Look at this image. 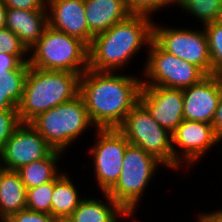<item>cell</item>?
<instances>
[{
    "label": "cell",
    "mask_w": 222,
    "mask_h": 222,
    "mask_svg": "<svg viewBox=\"0 0 222 222\" xmlns=\"http://www.w3.org/2000/svg\"><path fill=\"white\" fill-rule=\"evenodd\" d=\"M141 87V78L88 68L80 76L79 95L97 129L118 128L139 102Z\"/></svg>",
    "instance_id": "obj_1"
},
{
    "label": "cell",
    "mask_w": 222,
    "mask_h": 222,
    "mask_svg": "<svg viewBox=\"0 0 222 222\" xmlns=\"http://www.w3.org/2000/svg\"><path fill=\"white\" fill-rule=\"evenodd\" d=\"M150 17L131 14L108 30L94 35L88 47L89 69L114 72L126 66L142 45L148 46L153 39L154 22Z\"/></svg>",
    "instance_id": "obj_2"
},
{
    "label": "cell",
    "mask_w": 222,
    "mask_h": 222,
    "mask_svg": "<svg viewBox=\"0 0 222 222\" xmlns=\"http://www.w3.org/2000/svg\"><path fill=\"white\" fill-rule=\"evenodd\" d=\"M80 76L74 72L29 66L23 97L17 108L20 122L30 123L39 114L78 96Z\"/></svg>",
    "instance_id": "obj_3"
},
{
    "label": "cell",
    "mask_w": 222,
    "mask_h": 222,
    "mask_svg": "<svg viewBox=\"0 0 222 222\" xmlns=\"http://www.w3.org/2000/svg\"><path fill=\"white\" fill-rule=\"evenodd\" d=\"M30 50L34 52L28 58V64L37 69L82 75L89 68L88 46L80 39L49 25Z\"/></svg>",
    "instance_id": "obj_4"
},
{
    "label": "cell",
    "mask_w": 222,
    "mask_h": 222,
    "mask_svg": "<svg viewBox=\"0 0 222 222\" xmlns=\"http://www.w3.org/2000/svg\"><path fill=\"white\" fill-rule=\"evenodd\" d=\"M30 124L54 150L60 152L93 125L80 95L39 114Z\"/></svg>",
    "instance_id": "obj_5"
},
{
    "label": "cell",
    "mask_w": 222,
    "mask_h": 222,
    "mask_svg": "<svg viewBox=\"0 0 222 222\" xmlns=\"http://www.w3.org/2000/svg\"><path fill=\"white\" fill-rule=\"evenodd\" d=\"M164 165L139 146L129 144L119 180L107 192L127 213H133L157 166Z\"/></svg>",
    "instance_id": "obj_6"
},
{
    "label": "cell",
    "mask_w": 222,
    "mask_h": 222,
    "mask_svg": "<svg viewBox=\"0 0 222 222\" xmlns=\"http://www.w3.org/2000/svg\"><path fill=\"white\" fill-rule=\"evenodd\" d=\"M135 146L156 157L164 166L173 169L172 137L138 102L117 128Z\"/></svg>",
    "instance_id": "obj_7"
},
{
    "label": "cell",
    "mask_w": 222,
    "mask_h": 222,
    "mask_svg": "<svg viewBox=\"0 0 222 222\" xmlns=\"http://www.w3.org/2000/svg\"><path fill=\"white\" fill-rule=\"evenodd\" d=\"M149 46V58L144 69L148 80L142 79V85L184 89L207 76L196 65L163 50L153 39Z\"/></svg>",
    "instance_id": "obj_8"
},
{
    "label": "cell",
    "mask_w": 222,
    "mask_h": 222,
    "mask_svg": "<svg viewBox=\"0 0 222 222\" xmlns=\"http://www.w3.org/2000/svg\"><path fill=\"white\" fill-rule=\"evenodd\" d=\"M153 40L165 51L212 75L211 58L205 31L162 28L153 23Z\"/></svg>",
    "instance_id": "obj_9"
},
{
    "label": "cell",
    "mask_w": 222,
    "mask_h": 222,
    "mask_svg": "<svg viewBox=\"0 0 222 222\" xmlns=\"http://www.w3.org/2000/svg\"><path fill=\"white\" fill-rule=\"evenodd\" d=\"M97 142L90 148L94 171L102 192H108L119 180L124 153L130 144L117 128L97 129Z\"/></svg>",
    "instance_id": "obj_10"
},
{
    "label": "cell",
    "mask_w": 222,
    "mask_h": 222,
    "mask_svg": "<svg viewBox=\"0 0 222 222\" xmlns=\"http://www.w3.org/2000/svg\"><path fill=\"white\" fill-rule=\"evenodd\" d=\"M53 151L30 123H21L0 151V166L16 171L23 165L48 157Z\"/></svg>",
    "instance_id": "obj_11"
},
{
    "label": "cell",
    "mask_w": 222,
    "mask_h": 222,
    "mask_svg": "<svg viewBox=\"0 0 222 222\" xmlns=\"http://www.w3.org/2000/svg\"><path fill=\"white\" fill-rule=\"evenodd\" d=\"M171 137L173 169L179 167L182 159L188 163L187 166L194 164L213 145H217L222 140L216 134L212 124L186 119L178 125ZM174 143L182 149L181 154L177 152Z\"/></svg>",
    "instance_id": "obj_12"
},
{
    "label": "cell",
    "mask_w": 222,
    "mask_h": 222,
    "mask_svg": "<svg viewBox=\"0 0 222 222\" xmlns=\"http://www.w3.org/2000/svg\"><path fill=\"white\" fill-rule=\"evenodd\" d=\"M139 102L171 134L184 120L182 89L142 85Z\"/></svg>",
    "instance_id": "obj_13"
},
{
    "label": "cell",
    "mask_w": 222,
    "mask_h": 222,
    "mask_svg": "<svg viewBox=\"0 0 222 222\" xmlns=\"http://www.w3.org/2000/svg\"><path fill=\"white\" fill-rule=\"evenodd\" d=\"M184 119L212 124L221 94V76L207 75L182 89Z\"/></svg>",
    "instance_id": "obj_14"
},
{
    "label": "cell",
    "mask_w": 222,
    "mask_h": 222,
    "mask_svg": "<svg viewBox=\"0 0 222 222\" xmlns=\"http://www.w3.org/2000/svg\"><path fill=\"white\" fill-rule=\"evenodd\" d=\"M46 5L49 26L90 46L94 34L86 22L84 0H47Z\"/></svg>",
    "instance_id": "obj_15"
},
{
    "label": "cell",
    "mask_w": 222,
    "mask_h": 222,
    "mask_svg": "<svg viewBox=\"0 0 222 222\" xmlns=\"http://www.w3.org/2000/svg\"><path fill=\"white\" fill-rule=\"evenodd\" d=\"M48 10L7 8L6 27L13 31L29 50L48 26Z\"/></svg>",
    "instance_id": "obj_16"
},
{
    "label": "cell",
    "mask_w": 222,
    "mask_h": 222,
    "mask_svg": "<svg viewBox=\"0 0 222 222\" xmlns=\"http://www.w3.org/2000/svg\"><path fill=\"white\" fill-rule=\"evenodd\" d=\"M84 6L87 25L94 35L108 30L131 15L125 0H84Z\"/></svg>",
    "instance_id": "obj_17"
},
{
    "label": "cell",
    "mask_w": 222,
    "mask_h": 222,
    "mask_svg": "<svg viewBox=\"0 0 222 222\" xmlns=\"http://www.w3.org/2000/svg\"><path fill=\"white\" fill-rule=\"evenodd\" d=\"M26 208V187L15 170H0V220Z\"/></svg>",
    "instance_id": "obj_18"
},
{
    "label": "cell",
    "mask_w": 222,
    "mask_h": 222,
    "mask_svg": "<svg viewBox=\"0 0 222 222\" xmlns=\"http://www.w3.org/2000/svg\"><path fill=\"white\" fill-rule=\"evenodd\" d=\"M107 203L98 199H82L69 217L73 222H116L117 217L132 216L127 213L107 192H104Z\"/></svg>",
    "instance_id": "obj_19"
},
{
    "label": "cell",
    "mask_w": 222,
    "mask_h": 222,
    "mask_svg": "<svg viewBox=\"0 0 222 222\" xmlns=\"http://www.w3.org/2000/svg\"><path fill=\"white\" fill-rule=\"evenodd\" d=\"M81 200L71 178L61 172L54 179L51 214L56 218L70 217Z\"/></svg>",
    "instance_id": "obj_20"
},
{
    "label": "cell",
    "mask_w": 222,
    "mask_h": 222,
    "mask_svg": "<svg viewBox=\"0 0 222 222\" xmlns=\"http://www.w3.org/2000/svg\"><path fill=\"white\" fill-rule=\"evenodd\" d=\"M61 153L54 150L48 157L23 165L16 170L25 184L26 190L51 182L59 175L56 163L60 159Z\"/></svg>",
    "instance_id": "obj_21"
},
{
    "label": "cell",
    "mask_w": 222,
    "mask_h": 222,
    "mask_svg": "<svg viewBox=\"0 0 222 222\" xmlns=\"http://www.w3.org/2000/svg\"><path fill=\"white\" fill-rule=\"evenodd\" d=\"M28 62L21 63L15 70L0 71V92L18 108L24 91Z\"/></svg>",
    "instance_id": "obj_22"
},
{
    "label": "cell",
    "mask_w": 222,
    "mask_h": 222,
    "mask_svg": "<svg viewBox=\"0 0 222 222\" xmlns=\"http://www.w3.org/2000/svg\"><path fill=\"white\" fill-rule=\"evenodd\" d=\"M174 3L199 18L204 25L222 19V0H174Z\"/></svg>",
    "instance_id": "obj_23"
},
{
    "label": "cell",
    "mask_w": 222,
    "mask_h": 222,
    "mask_svg": "<svg viewBox=\"0 0 222 222\" xmlns=\"http://www.w3.org/2000/svg\"><path fill=\"white\" fill-rule=\"evenodd\" d=\"M209 54L212 65V75L222 76V19L204 25Z\"/></svg>",
    "instance_id": "obj_24"
},
{
    "label": "cell",
    "mask_w": 222,
    "mask_h": 222,
    "mask_svg": "<svg viewBox=\"0 0 222 222\" xmlns=\"http://www.w3.org/2000/svg\"><path fill=\"white\" fill-rule=\"evenodd\" d=\"M54 180L26 190V208L51 214Z\"/></svg>",
    "instance_id": "obj_25"
},
{
    "label": "cell",
    "mask_w": 222,
    "mask_h": 222,
    "mask_svg": "<svg viewBox=\"0 0 222 222\" xmlns=\"http://www.w3.org/2000/svg\"><path fill=\"white\" fill-rule=\"evenodd\" d=\"M30 52L31 51L25 47L20 41V38L13 31L7 27L0 29V53L15 55L22 63H24L28 62L25 55Z\"/></svg>",
    "instance_id": "obj_26"
},
{
    "label": "cell",
    "mask_w": 222,
    "mask_h": 222,
    "mask_svg": "<svg viewBox=\"0 0 222 222\" xmlns=\"http://www.w3.org/2000/svg\"><path fill=\"white\" fill-rule=\"evenodd\" d=\"M127 9L135 15H151L160 8L169 6L174 0H125Z\"/></svg>",
    "instance_id": "obj_27"
},
{
    "label": "cell",
    "mask_w": 222,
    "mask_h": 222,
    "mask_svg": "<svg viewBox=\"0 0 222 222\" xmlns=\"http://www.w3.org/2000/svg\"><path fill=\"white\" fill-rule=\"evenodd\" d=\"M20 124L18 110H4L0 112V151Z\"/></svg>",
    "instance_id": "obj_28"
},
{
    "label": "cell",
    "mask_w": 222,
    "mask_h": 222,
    "mask_svg": "<svg viewBox=\"0 0 222 222\" xmlns=\"http://www.w3.org/2000/svg\"><path fill=\"white\" fill-rule=\"evenodd\" d=\"M57 218L52 214L35 212L27 208L9 216L5 222H56Z\"/></svg>",
    "instance_id": "obj_29"
},
{
    "label": "cell",
    "mask_w": 222,
    "mask_h": 222,
    "mask_svg": "<svg viewBox=\"0 0 222 222\" xmlns=\"http://www.w3.org/2000/svg\"><path fill=\"white\" fill-rule=\"evenodd\" d=\"M2 2L7 8L23 10L46 9L47 6V0H2Z\"/></svg>",
    "instance_id": "obj_30"
},
{
    "label": "cell",
    "mask_w": 222,
    "mask_h": 222,
    "mask_svg": "<svg viewBox=\"0 0 222 222\" xmlns=\"http://www.w3.org/2000/svg\"><path fill=\"white\" fill-rule=\"evenodd\" d=\"M21 63L15 55L0 53V71L15 70Z\"/></svg>",
    "instance_id": "obj_31"
},
{
    "label": "cell",
    "mask_w": 222,
    "mask_h": 222,
    "mask_svg": "<svg viewBox=\"0 0 222 222\" xmlns=\"http://www.w3.org/2000/svg\"><path fill=\"white\" fill-rule=\"evenodd\" d=\"M216 134L222 139V76H221V94L218 107L215 110L214 119L212 122Z\"/></svg>",
    "instance_id": "obj_32"
},
{
    "label": "cell",
    "mask_w": 222,
    "mask_h": 222,
    "mask_svg": "<svg viewBox=\"0 0 222 222\" xmlns=\"http://www.w3.org/2000/svg\"><path fill=\"white\" fill-rule=\"evenodd\" d=\"M203 222H222V210L205 213L198 216Z\"/></svg>",
    "instance_id": "obj_33"
},
{
    "label": "cell",
    "mask_w": 222,
    "mask_h": 222,
    "mask_svg": "<svg viewBox=\"0 0 222 222\" xmlns=\"http://www.w3.org/2000/svg\"><path fill=\"white\" fill-rule=\"evenodd\" d=\"M4 110H18L17 107L6 97V94L0 92V112Z\"/></svg>",
    "instance_id": "obj_34"
},
{
    "label": "cell",
    "mask_w": 222,
    "mask_h": 222,
    "mask_svg": "<svg viewBox=\"0 0 222 222\" xmlns=\"http://www.w3.org/2000/svg\"><path fill=\"white\" fill-rule=\"evenodd\" d=\"M6 14H7V7L4 5L2 0H0V29L6 27Z\"/></svg>",
    "instance_id": "obj_35"
},
{
    "label": "cell",
    "mask_w": 222,
    "mask_h": 222,
    "mask_svg": "<svg viewBox=\"0 0 222 222\" xmlns=\"http://www.w3.org/2000/svg\"><path fill=\"white\" fill-rule=\"evenodd\" d=\"M56 222H73L69 217L57 218Z\"/></svg>",
    "instance_id": "obj_36"
}]
</instances>
